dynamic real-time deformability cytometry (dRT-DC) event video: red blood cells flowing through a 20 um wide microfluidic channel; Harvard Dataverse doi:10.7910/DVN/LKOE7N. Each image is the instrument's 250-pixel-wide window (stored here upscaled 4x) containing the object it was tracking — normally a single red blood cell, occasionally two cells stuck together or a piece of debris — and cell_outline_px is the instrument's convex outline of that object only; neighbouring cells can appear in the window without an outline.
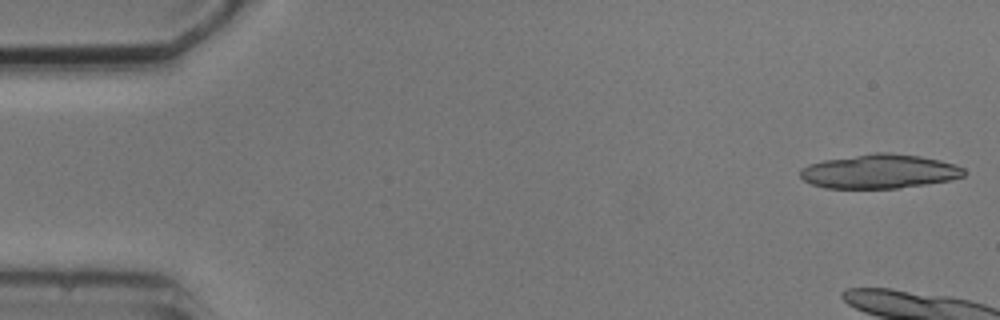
{"species": "common noctule bat (a hibernating species)", "species_latin": "Nyctalus noctula", "temperature_condition": "cold", "stored_images_in_passage": 6, "camera_frame_rate_fps": 3000, "um_per_image_px": 0.085, "animal": {"sex": "male", "body_mass_g": 20.5, "forearm_length_mm": 52.5}, "frame": {"image": 1, "passage_image": 1, "time_ms": 0.0, "image_size_px": [1000, 320], "cell_outline_px": [[964, 176], [952, 180], [896, 188], [824, 188], [812, 184], [804, 180], [800, 176], [800, 168], [808, 164], [824, 160], [876, 152], [888, 152], [920, 156], [940, 160], [956, 164], [964, 168]], "centroid_in_image_um": [74.75, 14.56], "position_along_channel_um": 10.2, "area_um2": 32.6}}